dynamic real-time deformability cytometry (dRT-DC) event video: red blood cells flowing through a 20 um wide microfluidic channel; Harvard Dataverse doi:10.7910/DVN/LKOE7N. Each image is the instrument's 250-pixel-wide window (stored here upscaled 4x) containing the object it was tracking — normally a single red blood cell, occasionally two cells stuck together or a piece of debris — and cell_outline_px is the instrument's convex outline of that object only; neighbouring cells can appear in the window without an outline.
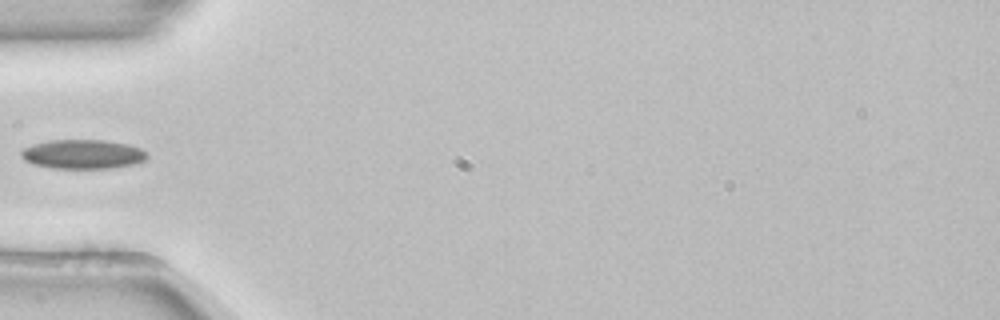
{"species": "common noctule bat (a hibernating species)", "species_latin": "Nyctalus noctula", "temperature_condition": "room temperature", "stored_images_in_passage": 36, "camera_frame_rate_fps": 3000, "um_per_image_px": 0.085, "animal": {"sex": "female", "body_mass_g": 22.7, "forearm_length_mm": 54.2}, "frame": {"image": 1, "passage_image": 1, "time_ms": 0.0, "image_size_px": [1000, 320], "cell_outline_px": [[148, 156], [144, 160], [136, 164], [112, 168], [52, 168], [32, 164], [24, 160], [20, 156], [20, 152], [24, 148], [32, 144], [52, 140], [104, 140], [128, 144], [140, 148]], "centroid_in_image_um": [7.01, 13.11], "position_along_channel_um": 78.0, "area_um2": 21.5}}
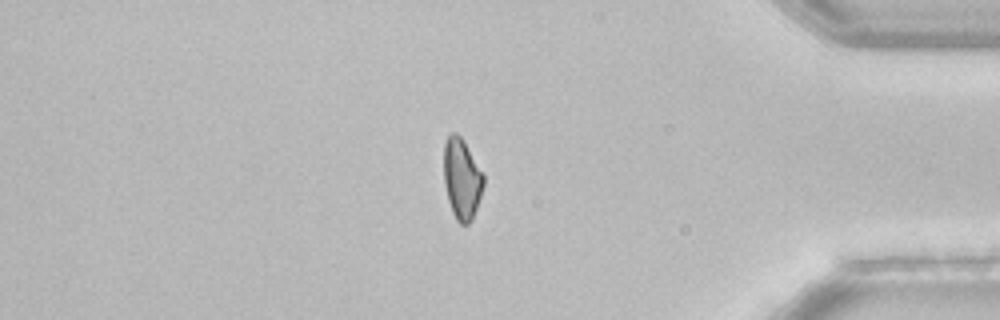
{"frame": {"image": 2, "passage_image": 28, "time_ms": 9.0, "image_size_px": [1000, 320], "cell_outline_px": [[484, 184], [472, 220], [468, 224], [460, 224], [456, 220], [452, 212], [448, 200], [444, 184], [444, 144], [448, 136], [452, 132], [456, 132], [464, 140], [484, 176]], "centroid_in_image_um": [39.24, 15.2], "position_along_channel_um": 396.0, "area_um2": 18.61}}
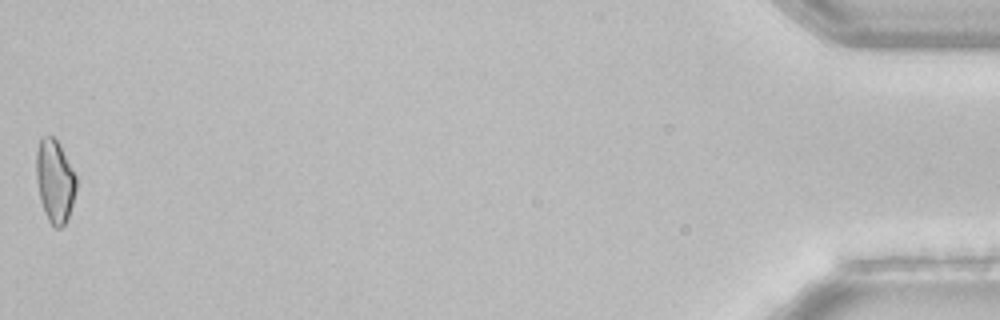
{"frame": {"image": 3, "passage_image": 36, "time_ms": 11.667, "image_size_px": [1000, 320], "cell_outline_px": [[76, 188], [72, 204], [68, 216], [64, 224], [60, 228], [56, 228], [48, 220], [44, 212], [40, 200], [36, 180], [36, 152], [40, 136], [52, 136], [56, 140], [76, 176]], "centroid_in_image_um": [4.63, 15.39], "position_along_channel_um": 430.6, "area_um2": 19.07}}